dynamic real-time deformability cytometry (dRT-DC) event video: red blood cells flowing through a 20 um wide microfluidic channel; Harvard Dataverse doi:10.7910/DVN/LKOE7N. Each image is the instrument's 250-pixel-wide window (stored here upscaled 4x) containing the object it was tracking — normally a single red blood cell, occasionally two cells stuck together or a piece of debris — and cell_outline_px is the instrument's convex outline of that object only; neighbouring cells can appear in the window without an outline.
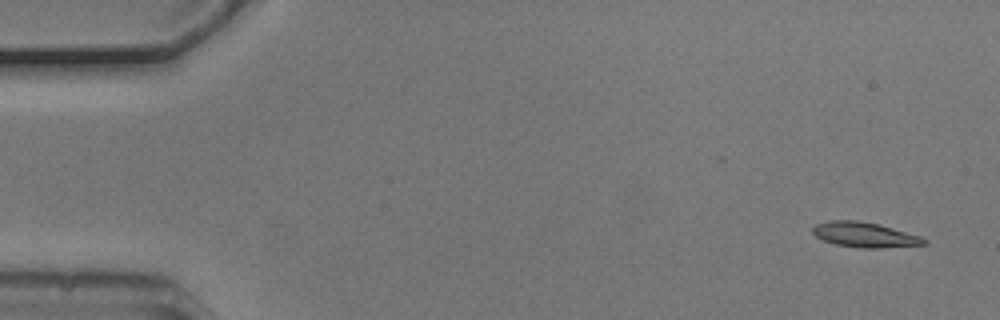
{"species": "common noctule bat (a hibernating species)", "species_latin": "Nyctalus noctula", "temperature_condition": "cold", "stored_images_in_passage": 4, "camera_frame_rate_fps": 3000, "um_per_image_px": 0.085, "animal": {"sex": "male", "body_mass_g": 20.5, "forearm_length_mm": 52.5}, "frame": {"image": 1, "passage_image": 1, "time_ms": 0.0, "image_size_px": [1000, 320], "cell_outline_px": [[928, 244], [884, 248], [860, 248], [836, 244], [824, 240], [816, 236], [812, 232], [812, 228], [816, 224], [828, 220], [856, 220], [880, 224], [920, 236], [928, 240]], "centroid_in_image_um": [73.52, 19.95], "position_along_channel_um": 11.5, "area_um2": 16.36}}
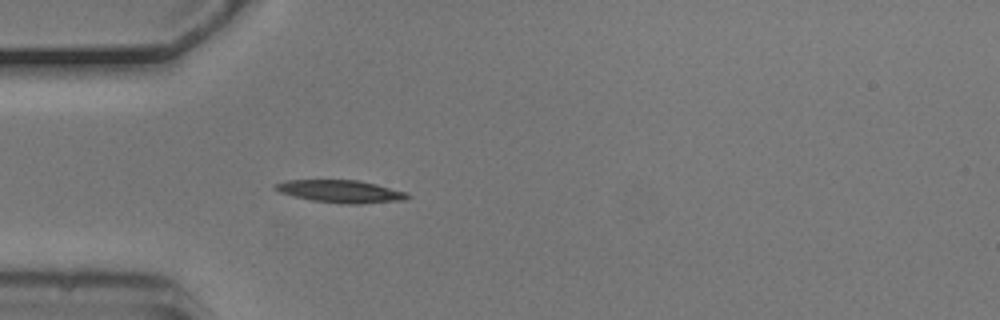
{"frame": {"image": 2, "passage_image": 4, "time_ms": 1.0, "image_size_px": [1000, 320], "cell_outline_px": [[412, 196], [404, 200], [360, 204], [348, 204], [312, 200], [280, 192], [272, 188], [272, 184], [284, 180], [360, 180], [408, 192]], "centroid_in_image_um": [28.97, 16.26], "position_along_channel_um": 56.0, "area_um2": 17.46}}